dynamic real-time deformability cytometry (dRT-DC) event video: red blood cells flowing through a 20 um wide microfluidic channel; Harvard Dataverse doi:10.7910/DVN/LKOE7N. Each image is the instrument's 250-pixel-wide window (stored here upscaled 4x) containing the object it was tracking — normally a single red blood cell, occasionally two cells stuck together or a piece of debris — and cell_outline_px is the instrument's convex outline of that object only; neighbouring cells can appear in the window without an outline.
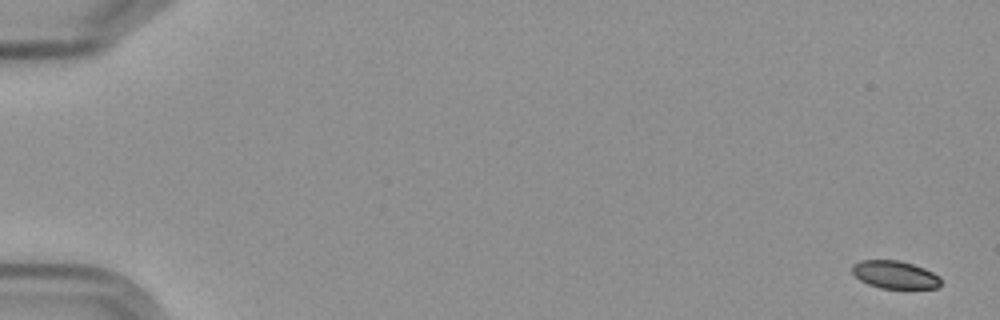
{"species": "Egyptian fruit bat (a non-hibernating species)", "species_latin": "Rousettus aegyptiacus", "temperature_condition": "cold", "stored_images_in_passage": 5, "camera_frame_rate_fps": 3000, "um_per_image_px": 0.085, "frame": {"image": 1, "passage_image": 1, "time_ms": 0.0, "image_size_px": [1000, 320], "cell_outline_px": [[940, 284], [936, 288], [880, 288], [868, 284], [860, 280], [852, 272], [852, 264], [860, 260], [900, 260], [924, 268], [940, 276]], "centroid_in_image_um": [76.05, 23.34], "position_along_channel_um": 9.0, "area_um2": 14.33}}
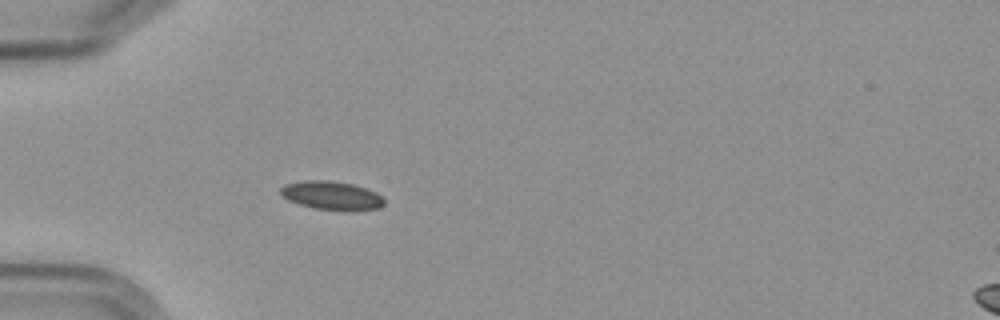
{"frame": {"image": 2, "passage_image": 5, "time_ms": 5.667, "image_size_px": [1000, 320], "cell_outline_px": [[384, 204], [380, 208], [352, 212], [312, 208], [288, 200], [280, 196], [280, 188], [284, 184], [304, 180], [328, 180], [352, 184], [376, 192], [384, 200]], "centroid_in_image_um": [28.17, 16.64], "position_along_channel_um": 56.8, "area_um2": 17.57}}